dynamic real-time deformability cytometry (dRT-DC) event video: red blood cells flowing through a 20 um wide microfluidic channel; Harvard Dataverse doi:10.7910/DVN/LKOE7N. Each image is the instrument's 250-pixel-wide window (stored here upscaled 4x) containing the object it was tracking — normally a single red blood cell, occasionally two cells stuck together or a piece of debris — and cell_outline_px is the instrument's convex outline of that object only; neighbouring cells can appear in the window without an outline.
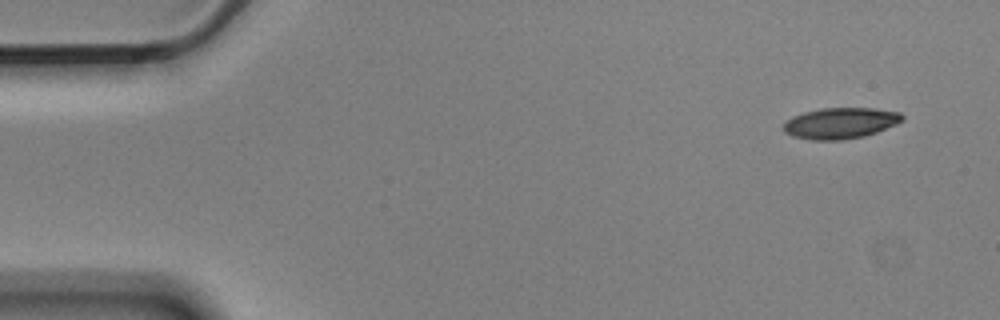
{"species": "Egyptian fruit bat (a non-hibernating species)", "species_latin": "Rousettus aegyptiacus", "temperature_condition": "cold", "stored_images_in_passage": 12, "camera_frame_rate_fps": 3000, "um_per_image_px": 0.085, "animal": {"sex": "male"}, "frame": {"image": 1, "passage_image": 1, "time_ms": 0.0, "image_size_px": [1000, 320], "cell_outline_px": [[904, 120], [896, 124], [876, 132], [864, 136], [844, 140], [812, 140], [792, 136], [784, 132], [780, 128], [792, 116], [804, 112], [820, 108], [872, 108], [900, 112], [904, 116]], "centroid_in_image_um": [71.41, 10.47], "position_along_channel_um": 13.6, "area_um2": 21.62}}
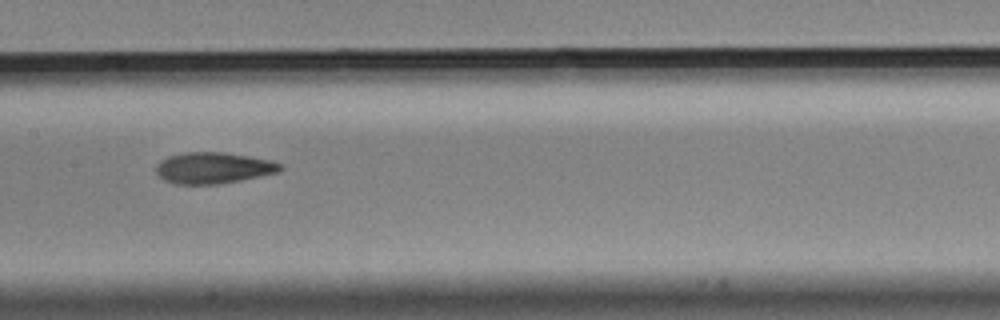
{"frame": {"image": 2, "passage_image": 7, "time_ms": 2.0, "image_size_px": [1000, 320], "cell_outline_px": [[284, 168], [280, 172], [240, 180], [216, 184], [176, 184], [164, 180], [156, 172], [156, 164], [160, 160], [168, 156], [184, 152], [224, 152], [272, 160], [280, 164]], "centroid_in_image_um": [18.13, 14.26], "position_along_channel_um": 189.3, "area_um2": 22.66}}
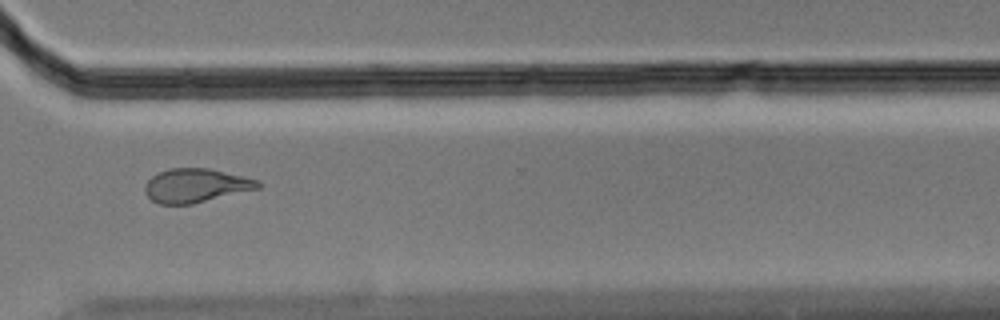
{"frame": {"image": 3, "passage_image": 11, "time_ms": 3.333, "image_size_px": [1000, 320], "cell_outline_px": [[260, 188], [192, 204], [160, 204], [152, 200], [144, 192], [144, 184], [156, 172], [172, 168], [208, 168], [260, 180]], "centroid_in_image_um": [16.62, 15.76], "position_along_channel_um": 354.0, "area_um2": 22.31}}